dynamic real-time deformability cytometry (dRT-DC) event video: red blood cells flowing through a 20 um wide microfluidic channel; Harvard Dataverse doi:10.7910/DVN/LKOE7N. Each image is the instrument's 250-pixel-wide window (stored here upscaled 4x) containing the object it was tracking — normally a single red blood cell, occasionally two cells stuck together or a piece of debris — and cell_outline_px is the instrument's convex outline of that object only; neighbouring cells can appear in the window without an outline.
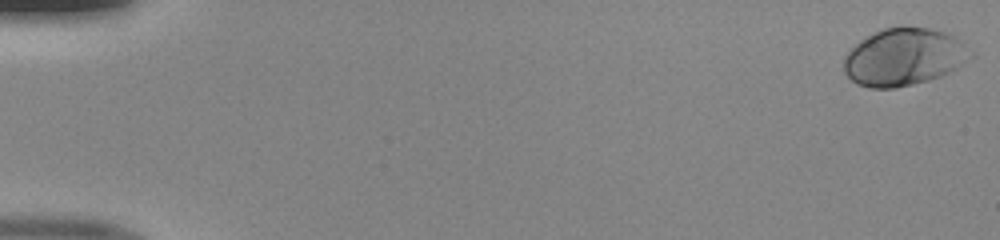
{"species": "human", "species_latin": "Homo sapiens", "temperature_condition": "room temperature", "stored_images_in_passage": 50, "camera_frame_rate_fps": 3000, "um_per_image_px": 0.085, "donor": {"sex": "male"}, "frame": {"image": 1, "passage_image": 1, "time_ms": 0.0, "image_size_px": [1000, 240], "cell_outline_px": [[964, 44], [956, 68], [940, 76], [928, 80], [896, 88], [868, 88], [856, 84], [844, 72], [844, 56], [860, 40], [884, 28], [904, 24], [928, 28], [944, 32], [960, 40]], "centroid_in_image_um": [76.66, 4.83], "position_along_channel_um": 8.3, "area_um2": 41.21}}
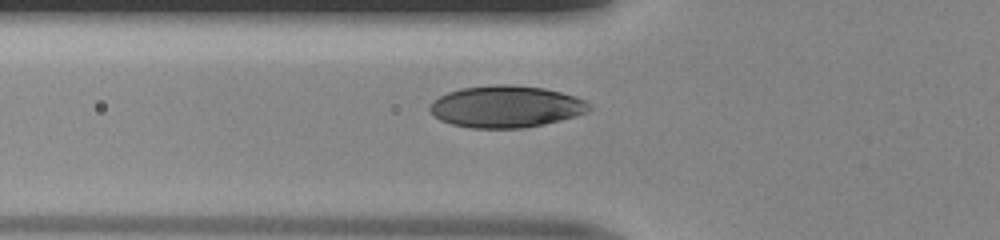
{"frame": {"image": 2, "passage_image": 19, "time_ms": 6.0, "image_size_px": [1000, 240], "cell_outline_px": [[592, 108], [576, 116], [544, 124], [520, 128], [472, 128], [452, 124], [440, 120], [428, 108], [432, 100], [448, 92], [460, 88], [496, 84], [512, 84], [544, 88], [576, 96], [584, 100]], "centroid_in_image_um": [42.99, 9.05], "position_along_channel_um": 82.8, "area_um2": 38.78}}
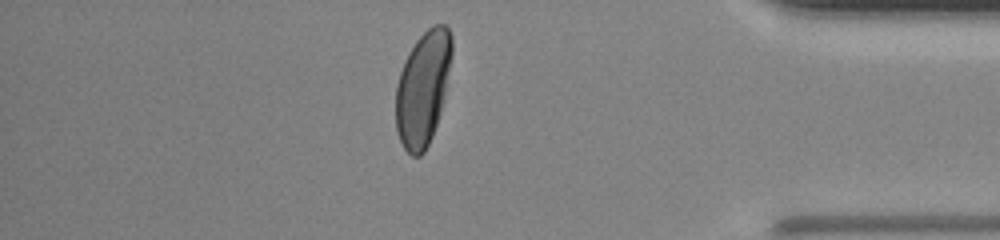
{"frame": {"image": 3, "passage_image": 44, "time_ms": 14.333, "image_size_px": [1000, 240], "cell_outline_px": [[452, 56], [444, 96], [440, 112], [432, 136], [424, 152], [420, 156], [412, 156], [404, 148], [396, 132], [396, 84], [404, 60], [408, 52], [416, 40], [432, 24], [444, 24], [448, 28], [452, 36]], "centroid_in_image_um": [35.94, 7.48], "position_along_channel_um": 399.3, "area_um2": 37.34}}